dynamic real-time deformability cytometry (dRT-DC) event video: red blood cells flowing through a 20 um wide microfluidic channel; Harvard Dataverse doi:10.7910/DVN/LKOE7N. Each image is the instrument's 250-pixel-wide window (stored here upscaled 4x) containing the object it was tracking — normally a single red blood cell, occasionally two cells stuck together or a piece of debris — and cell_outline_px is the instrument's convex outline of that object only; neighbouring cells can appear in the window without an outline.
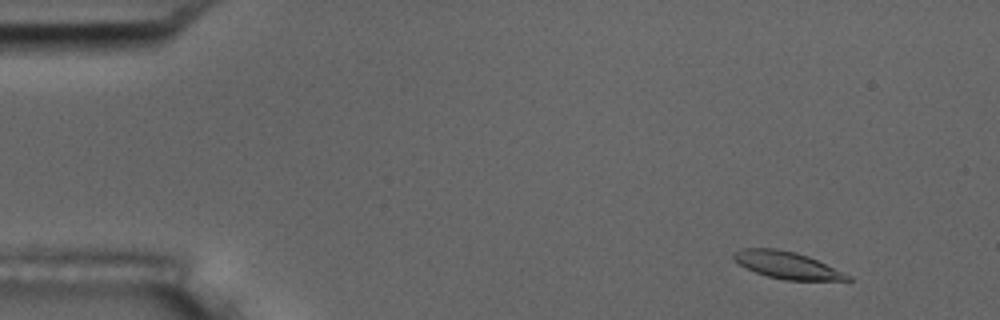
{"species": "common noctule bat (a hibernating species)", "species_latin": "Nyctalus noctula", "temperature_condition": "room temperature", "stored_images_in_passage": 55, "camera_frame_rate_fps": 3000, "um_per_image_px": 0.085, "animal": {"sex": "male", "body_mass_g": 17.5, "forearm_length_mm": 52.3}, "frame": {"image": 1, "passage_image": 4, "time_ms": 1.0, "image_size_px": [1000, 320], "cell_outline_px": [[852, 280], [784, 280], [768, 276], [756, 272], [740, 264], [732, 256], [732, 252], [740, 248], [776, 248], [796, 252], [808, 256], [852, 276]], "centroid_in_image_um": [66.88, 22.52], "position_along_channel_um": 18.1, "area_um2": 17.8}}
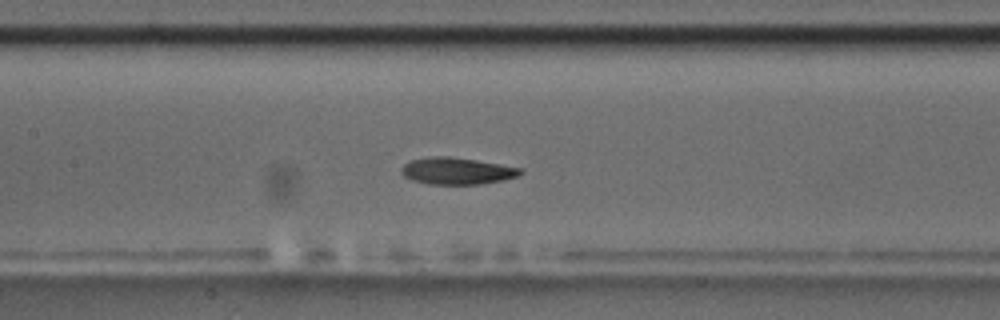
{"frame": {"image": 2, "passage_image": 25, "time_ms": 8.0, "image_size_px": [1000, 320], "cell_outline_px": [[524, 172], [516, 176], [500, 180], [480, 184], [428, 184], [412, 180], [404, 176], [400, 172], [400, 168], [408, 160], [428, 156], [448, 156], [476, 160], [500, 164], [520, 168]], "centroid_in_image_um": [38.75, 14.52], "position_along_channel_um": 168.6, "area_um2": 18.61}}
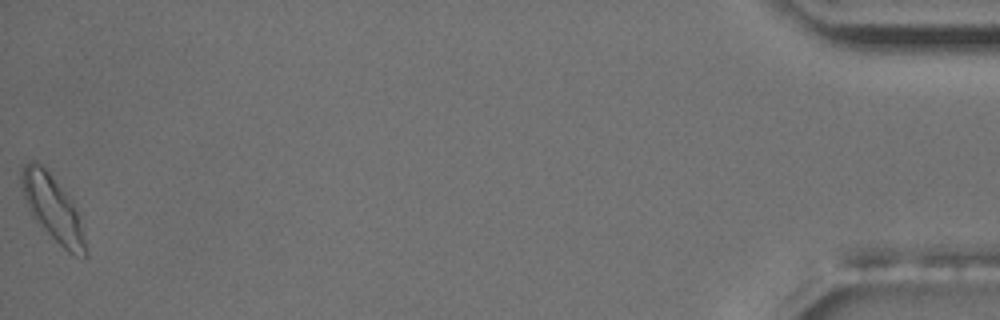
{"frame": {"image": 3, "passage_image": 55, "time_ms": 18.0, "image_size_px": [1000, 320], "cell_outline_px": [[88, 256], [76, 256], [68, 252], [32, 216], [24, 200], [20, 180], [20, 168], [24, 164], [32, 160], [36, 160], [48, 172], [72, 200], [76, 208], [84, 232], [88, 252]], "centroid_in_image_um": [4.48, 17.68], "position_along_channel_um": 430.7, "area_um2": 24.22}, "authors_computed_cell_mechanics": {"area_um2": 18.6116, "velocity_mm_per_s": 3.5841, "shape_relaxation_time_tau1_ms": 2.665, "shape_relaxation_time_tau2_ms": 3.2622, "deformation_change_tau1": 0.1188, "deformation_change_tau2": 0.0778}}